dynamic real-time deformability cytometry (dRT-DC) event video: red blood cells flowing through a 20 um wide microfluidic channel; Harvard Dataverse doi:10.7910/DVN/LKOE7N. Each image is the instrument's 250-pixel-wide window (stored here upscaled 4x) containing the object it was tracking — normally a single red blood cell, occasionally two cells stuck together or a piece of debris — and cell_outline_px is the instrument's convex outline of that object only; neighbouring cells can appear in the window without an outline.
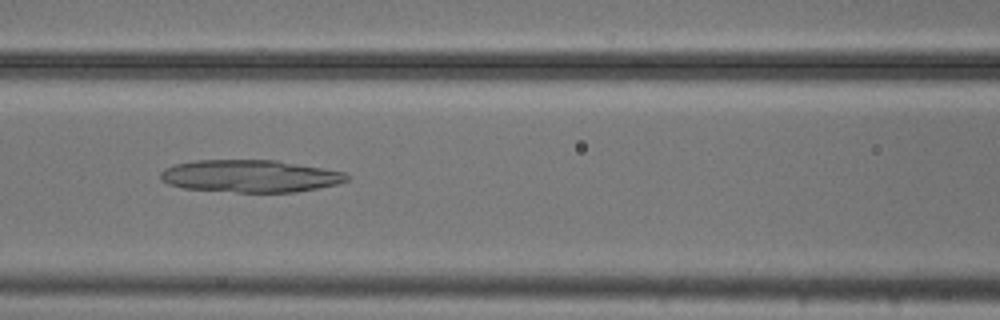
{"species": "common noctule bat (a hibernating species)", "species_latin": "Nyctalus noctula", "temperature_condition": "cold", "stored_images_in_passage": 53, "camera_frame_rate_fps": 3000, "um_per_image_px": 0.085, "animal": {"sex": "male", "body_mass_g": 20.5, "forearm_length_mm": 52.5}, "frame": {"image": 1, "passage_image": 23, "time_ms": 7.333, "image_size_px": [1000, 320], "cell_outline_px": [[348, 180], [336, 184], [296, 192], [236, 192], [184, 188], [168, 184], [160, 180], [160, 172], [164, 168], [176, 164], [192, 160], [276, 160], [324, 168], [344, 172], [348, 176]], "centroid_in_image_um": [21.23, 14.96], "position_along_channel_um": 145.4, "area_um2": 35.14}}
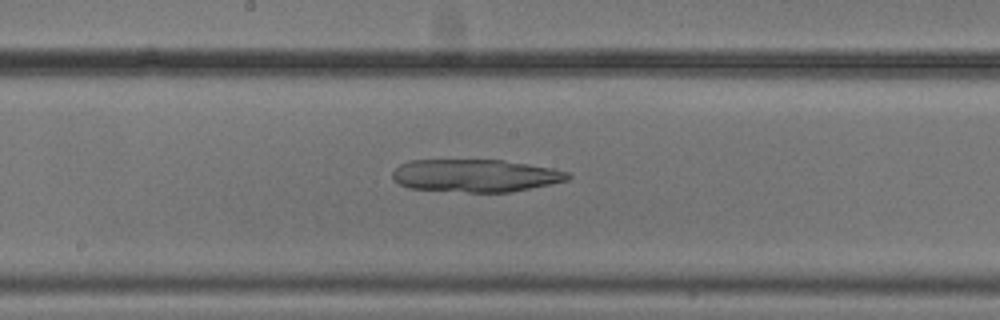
{"frame": {"image": 2, "passage_image": 28, "time_ms": 9.0, "image_size_px": [1000, 320], "cell_outline_px": [[572, 176], [568, 180], [552, 184], [508, 192], [468, 192], [408, 188], [392, 180], [392, 172], [400, 164], [408, 160], [504, 160], [552, 168], [568, 172]], "centroid_in_image_um": [40.4, 14.92], "position_along_channel_um": 207.8, "area_um2": 33.47}}
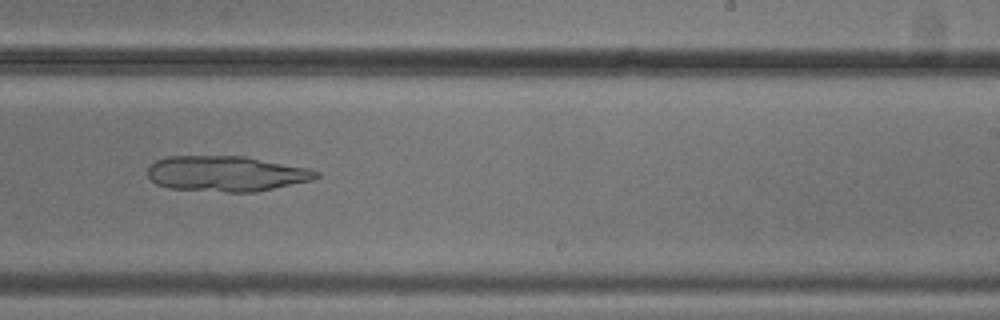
{"frame": {"image": 3, "passage_image": 33, "time_ms": 10.667, "image_size_px": [1000, 320], "cell_outline_px": [[320, 176], [312, 180], [256, 192], [228, 192], [168, 188], [156, 184], [148, 176], [148, 168], [156, 160], [168, 156], [248, 156], [308, 168], [320, 172]], "centroid_in_image_um": [19.25, 14.76], "position_along_channel_um": 269.7, "area_um2": 34.97}}